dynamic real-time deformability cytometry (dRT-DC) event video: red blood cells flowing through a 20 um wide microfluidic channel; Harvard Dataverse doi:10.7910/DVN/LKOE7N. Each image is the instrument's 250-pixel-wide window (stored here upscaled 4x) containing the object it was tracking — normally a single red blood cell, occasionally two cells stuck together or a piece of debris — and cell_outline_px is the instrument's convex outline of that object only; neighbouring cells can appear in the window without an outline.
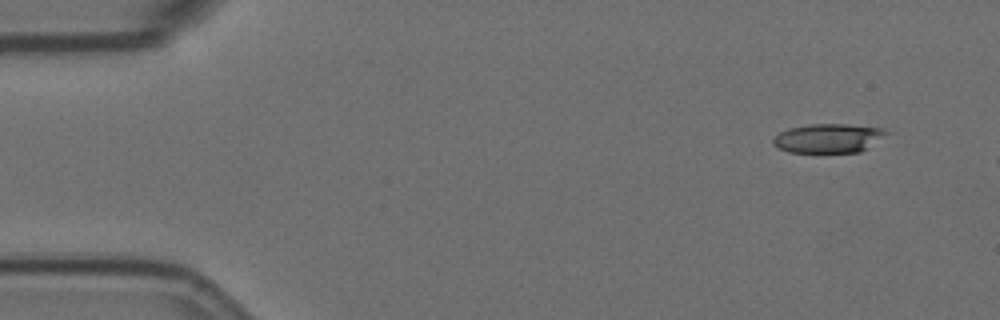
{"species": "Egyptian fruit bat (a non-hibernating species)", "species_latin": "Rousettus aegyptiacus", "temperature_condition": "room temperature", "stored_images_in_passage": 3, "camera_frame_rate_fps": 3000, "um_per_image_px": 0.085, "animal": {"sex": "female"}, "frame": {"image": 1, "passage_image": 1, "time_ms": 0.0, "image_size_px": [1000, 320], "cell_outline_px": [[892, 132], [860, 152], [788, 152], [772, 144], [772, 140], [780, 132], [788, 128], [812, 124], [848, 124], [880, 128]], "centroid_in_image_um": [70.43, 11.74], "position_along_channel_um": 14.6, "area_um2": 19.13}}